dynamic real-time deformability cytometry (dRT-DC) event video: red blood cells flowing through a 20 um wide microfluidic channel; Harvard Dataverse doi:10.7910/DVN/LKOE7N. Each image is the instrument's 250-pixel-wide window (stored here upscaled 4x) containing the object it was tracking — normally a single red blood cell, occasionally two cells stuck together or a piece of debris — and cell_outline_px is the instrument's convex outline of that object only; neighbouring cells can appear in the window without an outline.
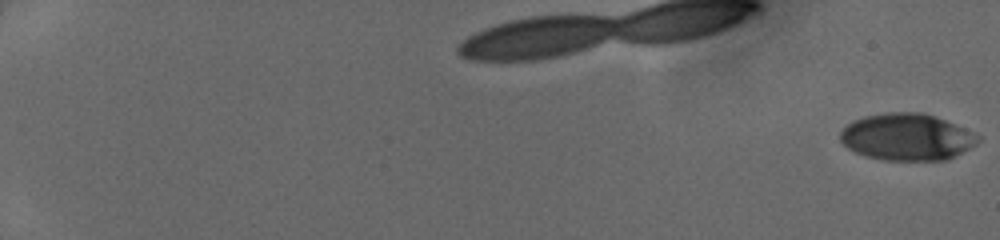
{"species": "human", "species_latin": "Homo sapiens", "temperature_condition": "cold", "stored_images_in_passage": 52, "camera_frame_rate_fps": 3000, "um_per_image_px": 0.085, "donor": {"sex": "female"}, "frame": {"image": 1, "passage_image": 1, "time_ms": 0.0, "image_size_px": [1000, 240], "cell_outline_px": [[980, 140], [976, 144], [944, 160], [884, 160], [864, 156], [848, 148], [840, 140], [840, 132], [852, 120], [864, 116], [888, 112], [924, 112], [964, 128], [980, 136]], "centroid_in_image_um": [77.05, 11.63], "position_along_channel_um": 8.0, "area_um2": 37.34}}
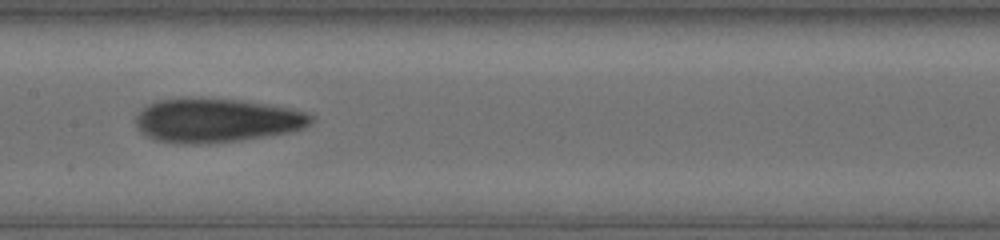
{"frame": {"image": 2, "passage_image": 30, "time_ms": 9.667, "image_size_px": [1000, 240], "cell_outline_px": [[312, 120], [304, 128], [288, 132], [240, 140], [208, 144], [180, 144], [156, 140], [148, 136], [136, 128], [136, 116], [148, 104], [156, 100], [180, 96], [240, 100], [288, 108], [304, 112], [312, 116]], "centroid_in_image_um": [18.32, 10.22], "position_along_channel_um": 189.1, "area_um2": 45.08}}
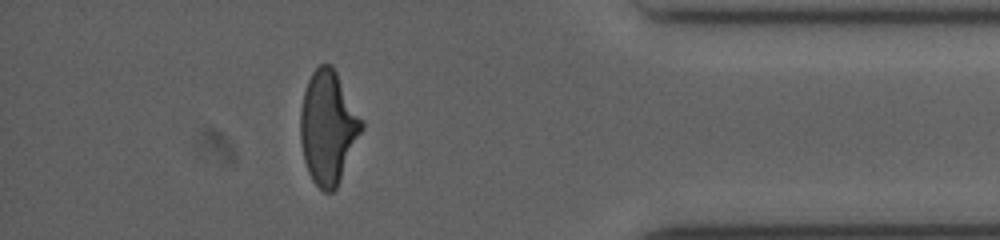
{"frame": {"image": 3, "passage_image": 47, "time_ms": 15.333, "image_size_px": [1000, 240], "cell_outline_px": [[364, 128], [340, 180], [336, 188], [332, 192], [324, 192], [312, 180], [308, 172], [304, 160], [300, 140], [300, 112], [304, 92], [308, 80], [312, 72], [320, 64], [332, 64], [364, 120]], "centroid_in_image_um": [27.9, 10.81], "position_along_channel_um": 407.3, "area_um2": 40.58}}